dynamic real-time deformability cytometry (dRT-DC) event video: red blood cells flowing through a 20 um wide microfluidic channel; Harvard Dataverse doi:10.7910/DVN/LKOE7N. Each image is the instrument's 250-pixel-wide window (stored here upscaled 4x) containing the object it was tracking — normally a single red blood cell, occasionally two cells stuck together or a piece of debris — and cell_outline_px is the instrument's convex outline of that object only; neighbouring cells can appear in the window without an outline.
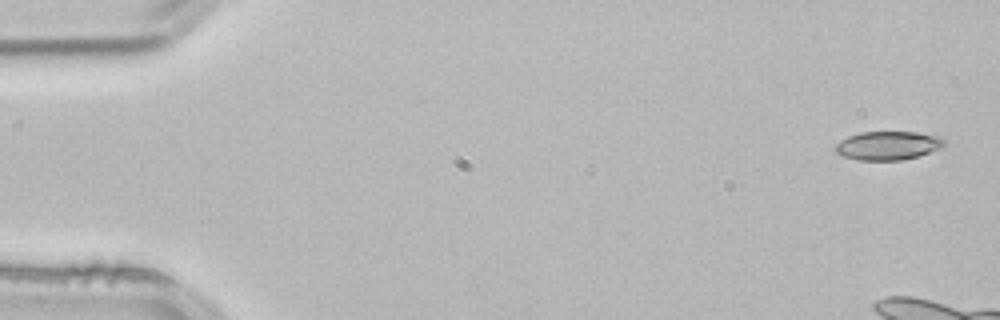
{"species": "common noctule bat (a hibernating species)", "species_latin": "Nyctalus noctula", "temperature_condition": "room temperature", "stored_images_in_passage": 4, "camera_frame_rate_fps": 3000, "um_per_image_px": 0.085, "animal": {"sex": "male", "body_mass_g": 21.5, "forearm_length_mm": 52.0}, "frame": {"image": 1, "passage_image": 1, "time_ms": 0.0, "image_size_px": [1000, 320], "cell_outline_px": [[944, 144], [940, 148], [920, 156], [900, 160], [856, 160], [844, 156], [836, 152], [836, 144], [840, 140], [848, 136], [860, 132], [916, 132], [940, 136], [944, 140]], "centroid_in_image_um": [75.48, 12.37], "position_along_channel_um": 9.5, "area_um2": 18.15}}
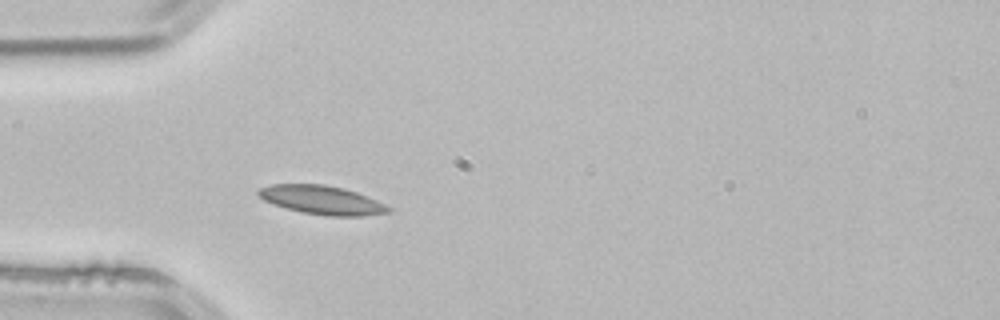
{"frame": {"image": 2, "passage_image": 4, "time_ms": 1.0, "image_size_px": [1000, 320], "cell_outline_px": [[392, 212], [364, 216], [324, 216], [300, 212], [264, 200], [256, 192], [260, 188], [272, 184], [324, 184], [344, 188], [356, 192], [376, 200], [392, 208]], "centroid_in_image_um": [27.4, 17.01], "position_along_channel_um": 57.6, "area_um2": 21.73}}